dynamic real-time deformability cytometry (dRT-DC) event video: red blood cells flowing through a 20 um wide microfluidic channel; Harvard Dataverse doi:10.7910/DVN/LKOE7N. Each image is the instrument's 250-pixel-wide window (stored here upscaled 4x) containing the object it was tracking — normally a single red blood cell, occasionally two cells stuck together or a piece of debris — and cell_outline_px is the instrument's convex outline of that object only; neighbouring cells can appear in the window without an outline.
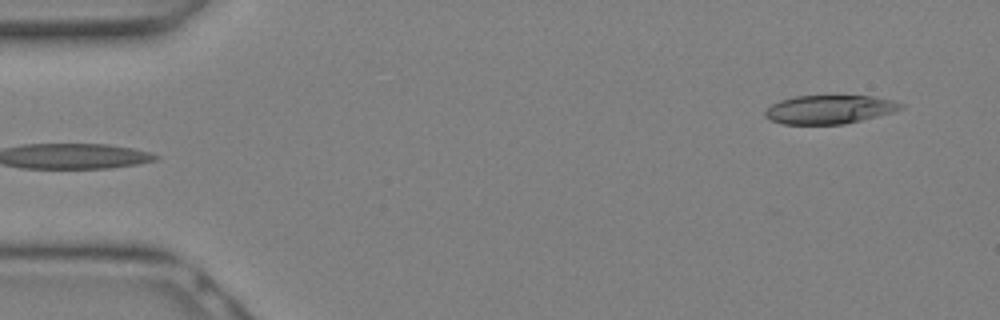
{"species": "Egyptian fruit bat (a non-hibernating species)", "species_latin": "Rousettus aegyptiacus", "temperature_condition": "warm", "stored_images_in_passage": 10, "camera_frame_rate_fps": 3000, "um_per_image_px": 0.085, "animal": {"sex": "female"}, "frame": {"image": 1, "passage_image": 10, "time_ms": 3.0, "image_size_px": [1000, 320], "cell_outline_px": [[904, 108], [892, 112], [844, 124], [784, 124], [768, 120], [764, 116], [764, 112], [772, 104], [780, 100], [796, 96], [872, 96], [892, 100], [904, 104]], "centroid_in_image_um": [70.47, 9.3], "position_along_channel_um": 14.5, "area_um2": 22.54}}